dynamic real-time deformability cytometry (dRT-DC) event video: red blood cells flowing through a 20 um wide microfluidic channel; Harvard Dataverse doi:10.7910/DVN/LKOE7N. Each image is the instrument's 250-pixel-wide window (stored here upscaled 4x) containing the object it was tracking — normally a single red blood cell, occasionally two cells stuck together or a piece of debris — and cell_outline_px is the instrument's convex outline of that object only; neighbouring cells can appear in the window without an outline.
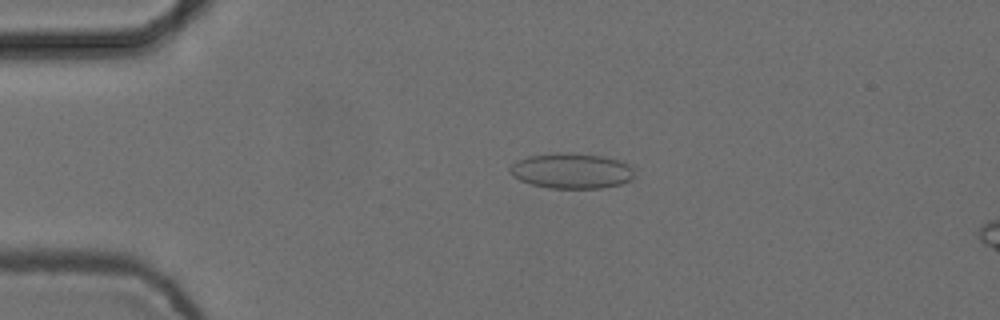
{"species": "common noctule bat (a hibernating species)", "species_latin": "Nyctalus noctula", "temperature_condition": "cold", "stored_images_in_passage": 2, "camera_frame_rate_fps": 3000, "um_per_image_px": 0.085, "animal": {"sex": "female", "body_mass_g": 24.6, "forearm_length_mm": 56.2}, "frame": {"image": 1, "passage_image": 1, "time_ms": 0.0, "image_size_px": [1000, 320], "cell_outline_px": [[632, 180], [620, 184], [600, 188], [548, 188], [532, 184], [520, 180], [512, 176], [508, 172], [508, 168], [516, 160], [528, 156], [560, 152], [600, 156], [620, 160], [628, 164], [632, 168]], "centroid_in_image_um": [48.53, 14.52], "position_along_channel_um": 36.5, "area_um2": 25.61}}